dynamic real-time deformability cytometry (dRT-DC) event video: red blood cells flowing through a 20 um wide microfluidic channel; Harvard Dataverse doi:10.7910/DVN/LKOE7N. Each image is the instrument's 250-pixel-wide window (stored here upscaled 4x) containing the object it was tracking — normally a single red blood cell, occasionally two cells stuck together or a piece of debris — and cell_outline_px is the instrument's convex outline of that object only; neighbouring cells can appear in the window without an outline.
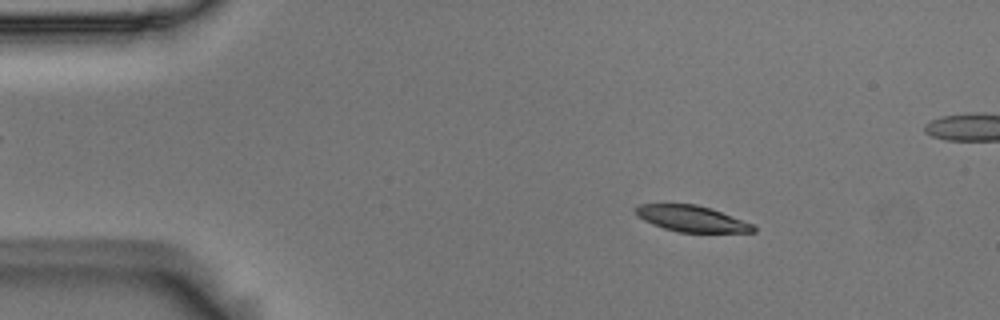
{"species": "Egyptian fruit bat (a non-hibernating species)", "species_latin": "Rousettus aegyptiacus", "temperature_condition": "room temperature", "stored_images_in_passage": 56, "camera_frame_rate_fps": 3000, "um_per_image_px": 0.085, "animal": {"sex": "male"}, "frame": {"image": 1, "passage_image": 8, "time_ms": 2.333, "image_size_px": [1000, 320], "cell_outline_px": [[756, 232], [680, 232], [664, 228], [652, 224], [644, 220], [632, 208], [640, 204], [696, 204], [712, 208], [752, 224], [756, 228]], "centroid_in_image_um": [58.79, 18.58], "position_along_channel_um": 26.2, "area_um2": 17.74}}
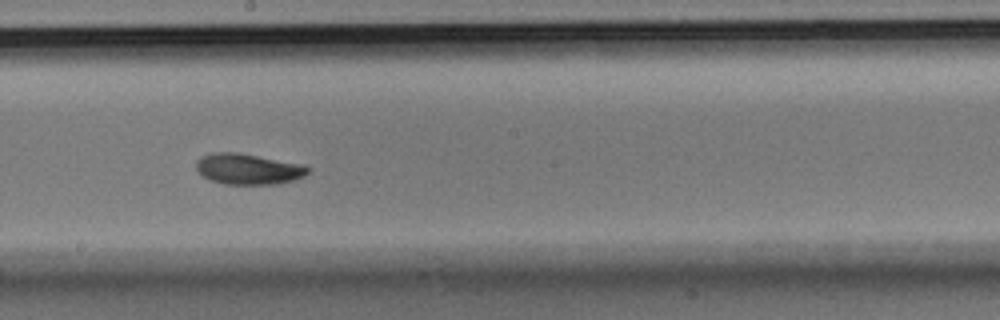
{"frame": {"image": 2, "passage_image": 30, "time_ms": 9.667, "image_size_px": [1000, 320], "cell_outline_px": [[308, 172], [304, 176], [280, 184], [224, 184], [208, 180], [196, 168], [196, 160], [200, 156], [212, 152], [236, 152], [304, 164], [308, 168]], "centroid_in_image_um": [21.07, 14.36], "position_along_channel_um": 227.1, "area_um2": 20.11}}
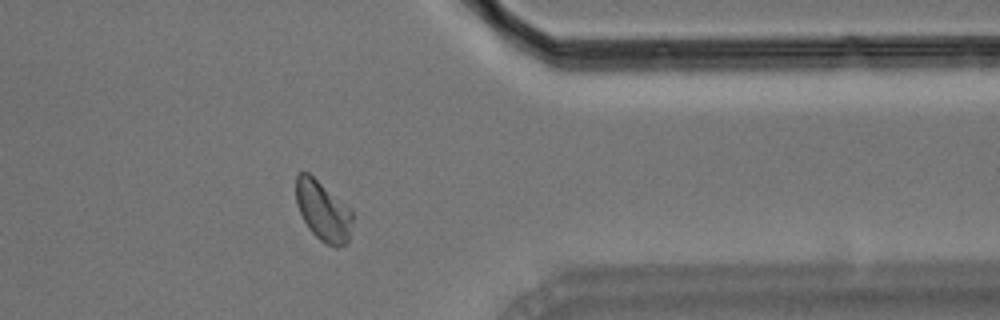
{"frame": {"image": 3, "passage_image": 44, "time_ms": 14.333, "image_size_px": [1000, 320], "cell_outline_px": [[352, 220], [348, 240], [344, 244], [336, 248], [324, 244], [308, 228], [296, 204], [296, 176], [300, 172], [308, 172], [348, 208], [352, 212]], "centroid_in_image_um": [27.42, 17.96], "position_along_channel_um": 384.0, "area_um2": 19.25}, "authors_computed_cell_mechanics": {"area_um2": 19.6809, "velocity_mm_per_s": 3.6274, "shape_relaxation_time_tau1_ms": 3.4349, "shape_relaxation_time_tau2_ms": 3.5541, "deformation_change_tau1": 0.1068, "deformation_change_tau2": 0.0722}}